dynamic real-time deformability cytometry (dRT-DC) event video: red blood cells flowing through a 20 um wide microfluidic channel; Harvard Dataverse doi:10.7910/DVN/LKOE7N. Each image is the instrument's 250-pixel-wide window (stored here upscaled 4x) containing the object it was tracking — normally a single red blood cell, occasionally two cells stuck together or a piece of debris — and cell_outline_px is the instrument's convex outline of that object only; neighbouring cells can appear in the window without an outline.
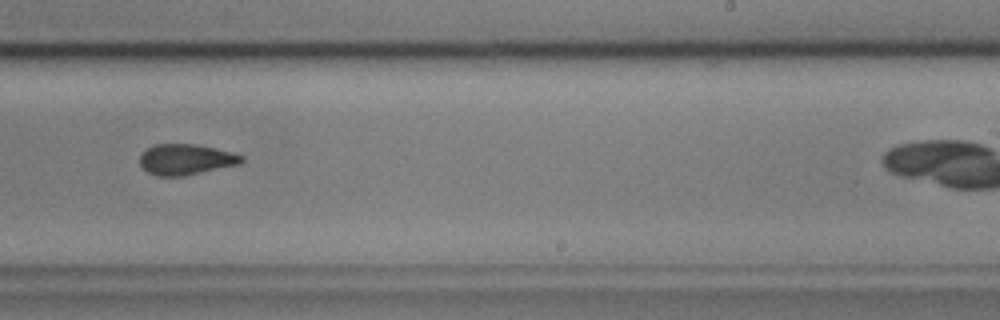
{"species": "common noctule bat (a hibernating species)", "species_latin": "Nyctalus noctula", "temperature_condition": "cold", "stored_images_in_passage": 39, "camera_frame_rate_fps": 3000, "um_per_image_px": 0.085, "animal": {"sex": "male", "body_mass_g": 17.9, "forearm_length_mm": 54.2}, "frame": {"image": 1, "passage_image": 28, "time_ms": 9.0, "image_size_px": [1000, 320], "cell_outline_px": [[244, 160], [240, 164], [184, 176], [156, 176], [148, 172], [140, 164], [140, 156], [148, 148], [156, 144], [196, 144], [232, 152], [244, 156]], "centroid_in_image_um": [15.82, 13.56], "position_along_channel_um": 273.2, "area_um2": 18.15}}
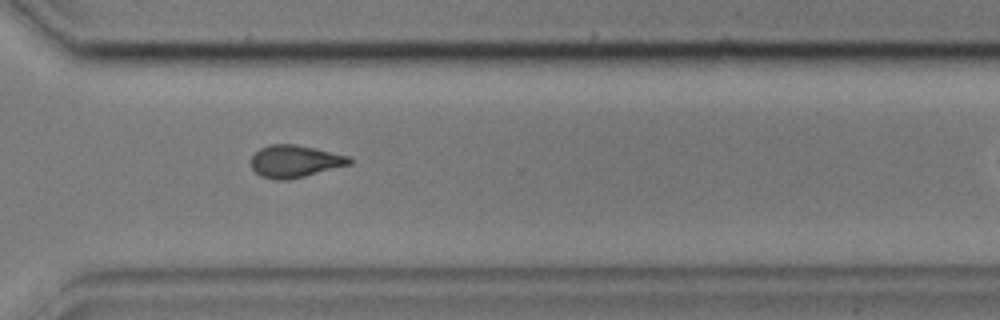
{"frame": {"image": 2, "passage_image": 34, "time_ms": 11.0, "image_size_px": [1000, 320], "cell_outline_px": [[352, 164], [288, 180], [276, 180], [260, 176], [252, 168], [252, 156], [260, 148], [272, 144], [296, 144], [316, 148], [352, 156]], "centroid_in_image_um": [25.11, 13.7], "position_along_channel_um": 345.5, "area_um2": 18.61}}